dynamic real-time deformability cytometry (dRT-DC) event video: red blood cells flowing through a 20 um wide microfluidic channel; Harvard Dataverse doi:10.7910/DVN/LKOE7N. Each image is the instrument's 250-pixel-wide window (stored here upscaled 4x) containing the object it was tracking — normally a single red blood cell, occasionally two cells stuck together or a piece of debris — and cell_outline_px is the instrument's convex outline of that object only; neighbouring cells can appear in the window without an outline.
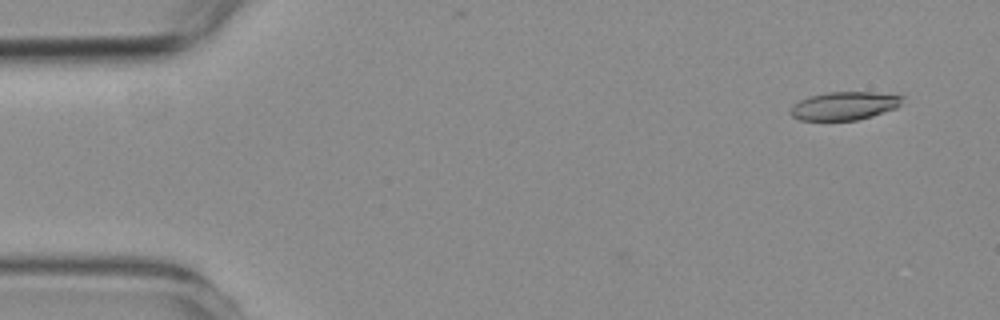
{"species": "common noctule bat (a hibernating species)", "species_latin": "Nyctalus noctula", "temperature_condition": "room temperature", "stored_images_in_passage": 2, "camera_frame_rate_fps": 3000, "um_per_image_px": 0.085, "animal": {"sex": "female", "body_mass_g": 19.3, "forearm_length_mm": 54.1}, "frame": {"image": 1, "passage_image": 2, "time_ms": 0.333, "image_size_px": [1000, 320], "cell_outline_px": [[904, 96], [900, 104], [896, 108], [872, 116], [856, 120], [800, 120], [792, 116], [788, 112], [800, 100], [808, 96], [828, 92], [872, 92]], "centroid_in_image_um": [71.76, 8.99], "position_along_channel_um": 13.2, "area_um2": 18.26}}